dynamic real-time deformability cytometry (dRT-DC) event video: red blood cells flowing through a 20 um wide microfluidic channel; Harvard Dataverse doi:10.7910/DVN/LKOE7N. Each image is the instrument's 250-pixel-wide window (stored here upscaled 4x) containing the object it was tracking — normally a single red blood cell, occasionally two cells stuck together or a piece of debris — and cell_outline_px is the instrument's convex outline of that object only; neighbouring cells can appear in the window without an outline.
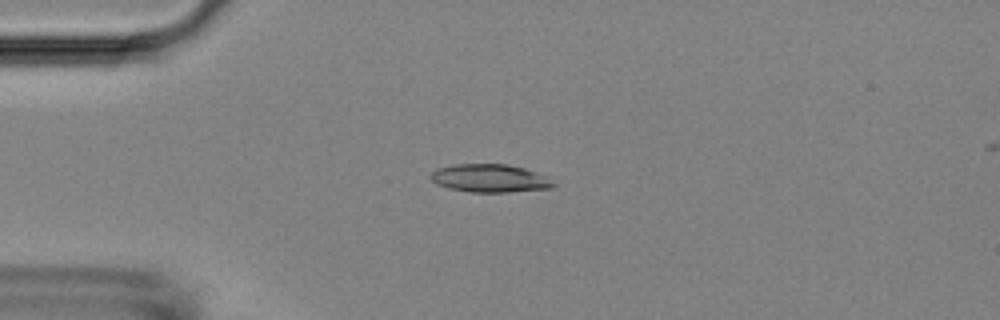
{"species": "Egyptian fruit bat (a non-hibernating species)", "species_latin": "Rousettus aegyptiacus", "temperature_condition": "room temperature", "stored_images_in_passage": 42, "camera_frame_rate_fps": 3000, "um_per_image_px": 0.085, "animal": {"sex": "female"}, "frame": {"image": 1, "passage_image": 7, "time_ms": 2.0, "image_size_px": [1000, 320], "cell_outline_px": [[556, 184], [552, 188], [508, 192], [468, 192], [448, 188], [436, 184], [428, 176], [436, 168], [456, 164], [504, 164], [524, 168], [548, 176]], "centroid_in_image_um": [41.63, 15.15], "position_along_channel_um": 43.4, "area_um2": 20.23}}
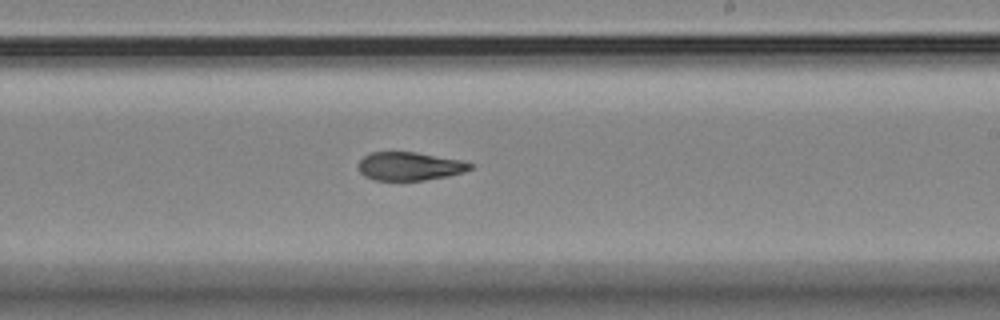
{"frame": {"image": 2, "passage_image": 25, "time_ms": 8.0, "image_size_px": [1000, 320], "cell_outline_px": [[476, 164], [472, 168], [464, 172], [448, 176], [424, 180], [372, 180], [364, 176], [360, 172], [356, 164], [364, 156], [372, 152], [416, 152], [464, 160]], "centroid_in_image_um": [34.84, 14.13], "position_along_channel_um": 254.2, "area_um2": 18.79}}
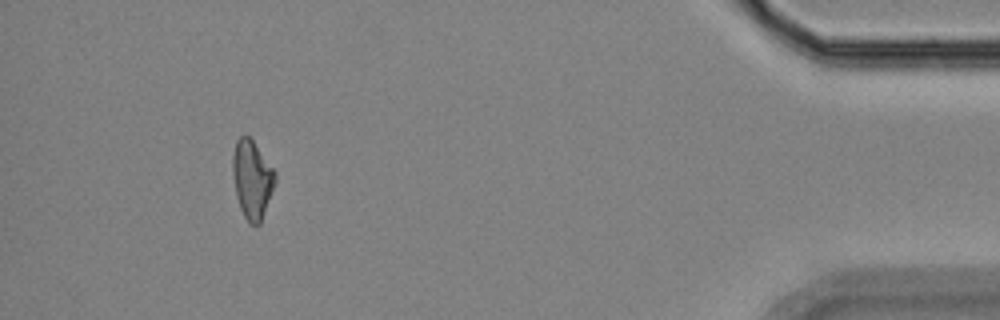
{"frame": {"image": 3, "passage_image": 42, "time_ms": 13.667, "image_size_px": [1000, 320], "cell_outline_px": [[276, 180], [260, 224], [252, 224], [244, 216], [240, 208], [236, 196], [232, 176], [232, 156], [236, 140], [240, 136], [248, 136], [252, 140], [276, 172]], "centroid_in_image_um": [21.41, 15.23], "position_along_channel_um": 413.8, "area_um2": 19.19}, "authors_computed_cell_mechanics": {"area_um2": 19.4208, "velocity_mm_per_s": 3.8625, "shape_relaxation_time_tau1_ms": 10.0881, "shape_relaxation_time_tau2_ms": 4.8513, "deformation_change_tau1": 0.2404, "deformation_change_tau2": 0.1336}}